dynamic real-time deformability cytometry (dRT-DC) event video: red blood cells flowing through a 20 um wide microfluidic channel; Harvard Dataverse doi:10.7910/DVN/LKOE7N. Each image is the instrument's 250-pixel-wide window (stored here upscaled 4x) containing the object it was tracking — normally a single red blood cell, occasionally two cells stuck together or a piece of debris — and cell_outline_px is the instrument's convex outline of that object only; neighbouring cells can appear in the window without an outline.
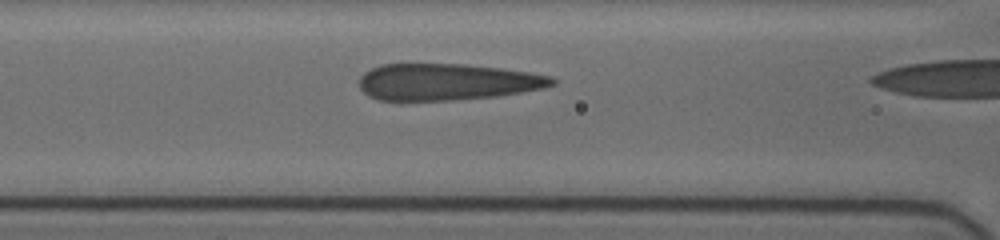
{"species": "human", "species_latin": "Homo sapiens", "temperature_condition": "cold", "stored_images_in_passage": 4, "camera_frame_rate_fps": 3000, "um_per_image_px": 0.085, "donor": {"sex": "female"}, "frame": {"image": 1, "passage_image": 3, "time_ms": 0.667, "image_size_px": [1000, 240], "cell_outline_px": [[556, 84], [544, 88], [496, 96], [452, 100], [380, 100], [368, 96], [360, 88], [360, 76], [364, 72], [380, 64], [464, 64], [500, 68], [528, 72], [552, 76], [556, 80]], "centroid_in_image_um": [38.0, 6.96], "position_along_channel_um": 128.6, "area_um2": 41.1}}